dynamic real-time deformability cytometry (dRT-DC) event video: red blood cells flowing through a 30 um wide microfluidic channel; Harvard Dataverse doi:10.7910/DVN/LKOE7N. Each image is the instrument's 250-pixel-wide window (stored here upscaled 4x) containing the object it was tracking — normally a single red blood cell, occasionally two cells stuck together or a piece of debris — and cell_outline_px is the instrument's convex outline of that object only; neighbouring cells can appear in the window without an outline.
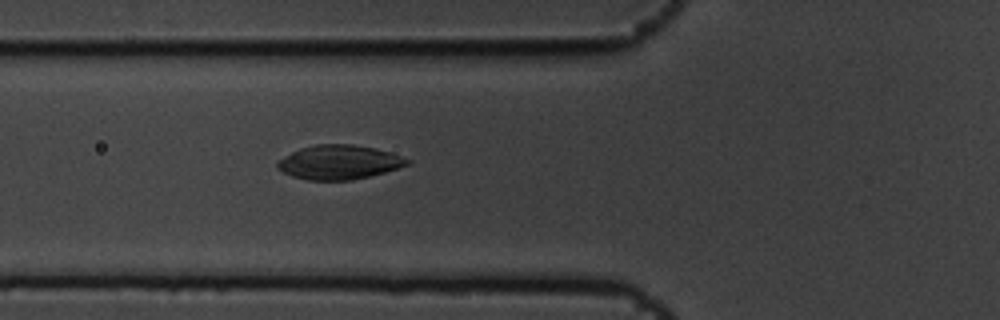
{"species": "common noctule bat (a hibernating species)", "species_latin": "Nyctalus noctula", "temperature_condition": "cold", "stored_images_in_passage": 2, "camera_frame_rate_fps": 3000, "um_per_image_px": 0.085, "animal": {"sex": "male", "body_mass_g": 19.5, "forearm_length_mm": 54.6}, "frame": {"image": 1, "passage_image": 2, "time_ms": 0.333, "image_size_px": [1000, 320], "cell_outline_px": [[412, 160], [408, 164], [384, 172], [352, 180], [308, 180], [292, 176], [276, 168], [276, 160], [300, 148], [316, 144], [352, 144], [376, 148]], "centroid_in_image_um": [28.77, 13.78], "position_along_channel_um": 97.0, "area_um2": 25.78}}